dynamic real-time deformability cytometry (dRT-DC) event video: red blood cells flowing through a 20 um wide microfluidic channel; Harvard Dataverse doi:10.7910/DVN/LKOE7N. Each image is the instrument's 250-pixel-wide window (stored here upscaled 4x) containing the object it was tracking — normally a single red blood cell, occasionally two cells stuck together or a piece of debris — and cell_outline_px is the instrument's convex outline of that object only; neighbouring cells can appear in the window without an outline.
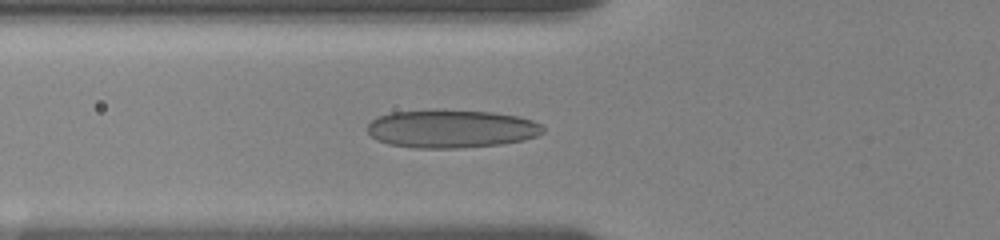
{"species": "human", "species_latin": "Homo sapiens", "temperature_condition": "room temperature", "stored_images_in_passage": 57, "camera_frame_rate_fps": 3000, "um_per_image_px": 0.085, "donor": {"sex": "female"}, "frame": {"image": 1, "passage_image": 2, "time_ms": 0.333, "image_size_px": [1000, 240], "cell_outline_px": [[544, 132], [536, 136], [524, 140], [500, 144], [460, 148], [416, 148], [388, 144], [376, 140], [368, 132], [368, 124], [376, 116], [392, 112], [432, 108], [440, 108], [492, 112], [520, 116], [532, 120], [540, 124], [544, 128]], "centroid_in_image_um": [38.34, 10.92], "position_along_channel_um": 87.5, "area_um2": 39.82}}
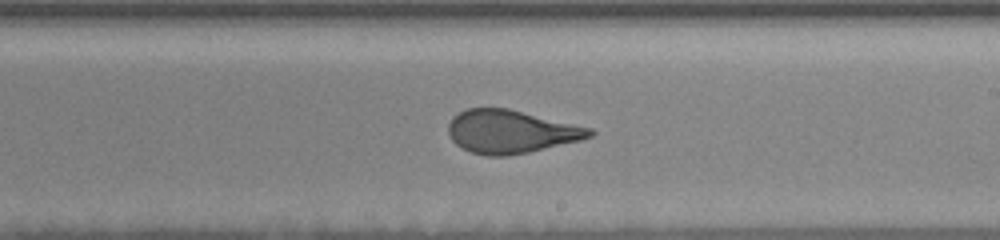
{"frame": {"image": 2, "passage_image": 16, "time_ms": 4.667, "image_size_px": [1000, 240], "cell_outline_px": [[596, 132], [592, 136], [580, 140], [528, 152], [508, 156], [488, 156], [472, 152], [456, 144], [452, 140], [448, 132], [448, 124], [452, 116], [468, 108], [508, 108], [592, 128]], "centroid_in_image_um": [43.42, 11.18], "position_along_channel_um": 245.6, "area_um2": 35.43}}
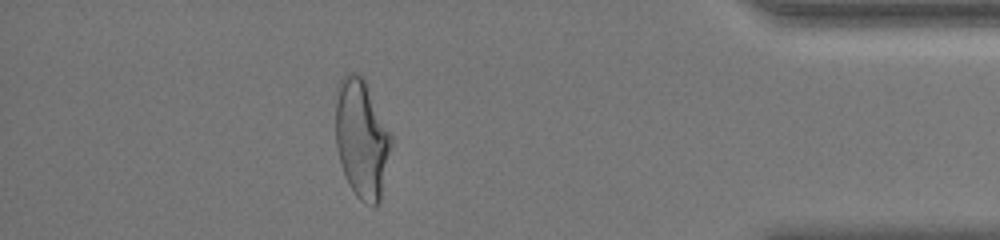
{"frame": {"image": 3, "passage_image": 46, "time_ms": 10.0, "image_size_px": [1000, 240], "cell_outline_px": [[392, 144], [380, 200], [372, 208], [364, 204], [356, 196], [348, 184], [344, 176], [336, 148], [336, 84], [348, 72], [356, 72], [364, 80], [392, 136]], "centroid_in_image_um": [30.72, 11.83], "position_along_channel_um": 404.5, "area_um2": 38.55}, "authors_computed_cell_mechanics": {"area_um2": 36.3562, "velocity_mm_per_s": 3.6344, "shape_relaxation_time_tau1_ms": 7.7528, "shape_relaxation_time_tau2_ms": 0.7809, "deformation_change_tau1": 0.2323, "deformation_change_tau2": 0.0768}}